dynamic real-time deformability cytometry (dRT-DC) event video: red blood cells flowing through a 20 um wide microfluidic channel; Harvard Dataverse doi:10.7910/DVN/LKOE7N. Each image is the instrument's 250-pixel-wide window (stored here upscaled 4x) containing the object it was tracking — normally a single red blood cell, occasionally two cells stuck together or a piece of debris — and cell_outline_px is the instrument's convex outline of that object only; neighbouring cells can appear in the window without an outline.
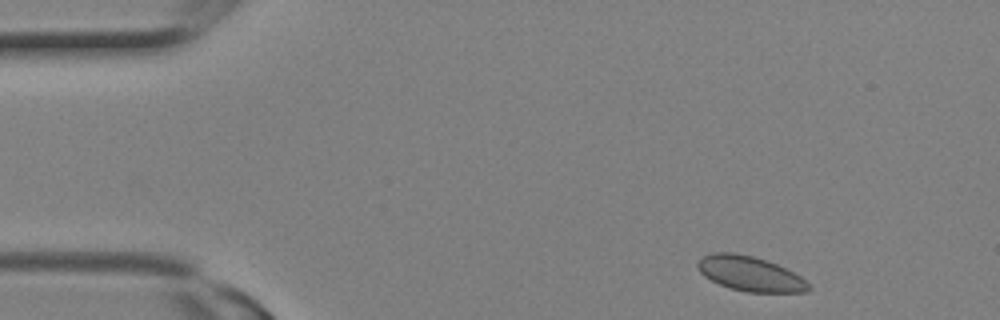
{"species": "Egyptian fruit bat (a non-hibernating species)", "species_latin": "Rousettus aegyptiacus", "temperature_condition": "room temperature", "stored_images_in_passage": 10, "camera_frame_rate_fps": 3000, "um_per_image_px": 0.085, "animal": {"sex": "female"}, "frame": {"image": 1, "passage_image": 2, "time_ms": 0.333, "image_size_px": [1000, 320], "cell_outline_px": [[812, 288], [808, 292], [748, 292], [728, 288], [704, 276], [700, 272], [696, 264], [704, 256], [712, 252], [736, 252], [752, 256], [776, 264], [800, 276]], "centroid_in_image_um": [63.74, 23.27], "position_along_channel_um": 21.3, "area_um2": 22.31}}
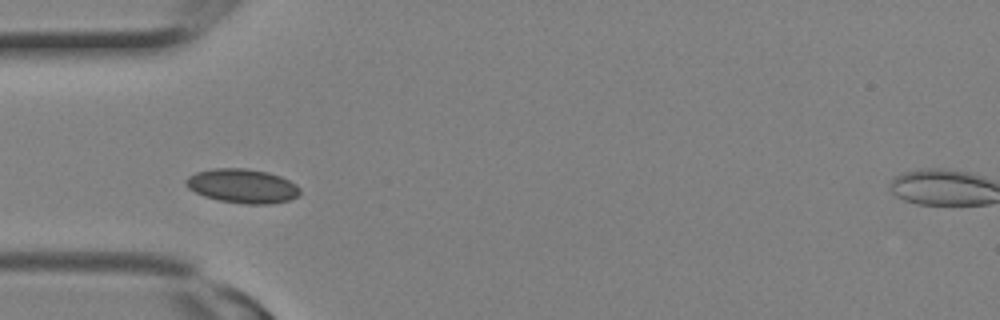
{"frame": {"image": 2, "passage_image": 7, "time_ms": 2.0, "image_size_px": [1000, 320], "cell_outline_px": [[300, 196], [288, 200], [268, 204], [244, 204], [220, 200], [204, 196], [188, 188], [184, 184], [184, 180], [188, 176], [196, 172], [212, 168], [244, 168], [268, 172], [280, 176], [296, 184], [300, 188]], "centroid_in_image_um": [20.6, 15.8], "position_along_channel_um": 64.4, "area_um2": 22.77}}
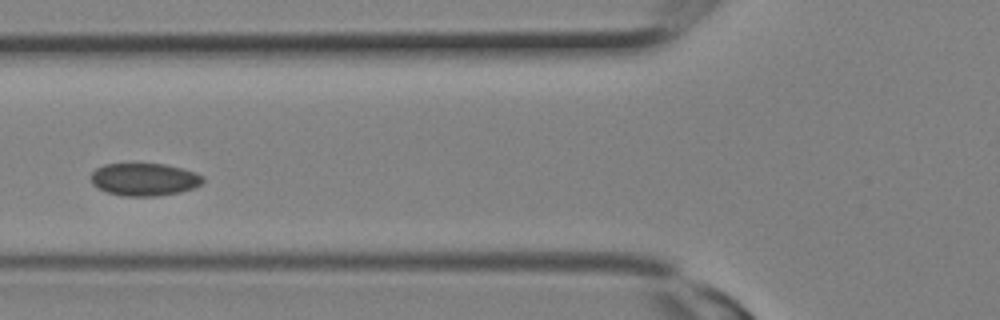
{"frame": {"image": 3, "passage_image": 9, "time_ms": 2.667, "image_size_px": [1000, 320], "cell_outline_px": [[204, 180], [200, 184], [192, 188], [180, 192], [156, 196], [124, 196], [108, 192], [92, 184], [92, 172], [96, 168], [104, 164], [164, 164], [184, 168], [196, 172], [204, 176]], "centroid_in_image_um": [12.3, 15.24], "position_along_channel_um": 113.5, "area_um2": 21.21}}